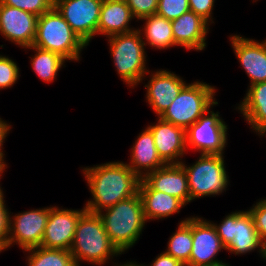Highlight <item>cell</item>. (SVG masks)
I'll return each instance as SVG.
<instances>
[{
  "mask_svg": "<svg viewBox=\"0 0 266 266\" xmlns=\"http://www.w3.org/2000/svg\"><path fill=\"white\" fill-rule=\"evenodd\" d=\"M82 172L92 194L84 205L90 213H99L138 193L141 179L123 161L84 167Z\"/></svg>",
  "mask_w": 266,
  "mask_h": 266,
  "instance_id": "1",
  "label": "cell"
},
{
  "mask_svg": "<svg viewBox=\"0 0 266 266\" xmlns=\"http://www.w3.org/2000/svg\"><path fill=\"white\" fill-rule=\"evenodd\" d=\"M98 215L121 255L136 244L147 223L139 193L101 210Z\"/></svg>",
  "mask_w": 266,
  "mask_h": 266,
  "instance_id": "2",
  "label": "cell"
},
{
  "mask_svg": "<svg viewBox=\"0 0 266 266\" xmlns=\"http://www.w3.org/2000/svg\"><path fill=\"white\" fill-rule=\"evenodd\" d=\"M77 266L83 262L103 266L121 253L112 244L98 213L86 211L79 219L69 250Z\"/></svg>",
  "mask_w": 266,
  "mask_h": 266,
  "instance_id": "3",
  "label": "cell"
},
{
  "mask_svg": "<svg viewBox=\"0 0 266 266\" xmlns=\"http://www.w3.org/2000/svg\"><path fill=\"white\" fill-rule=\"evenodd\" d=\"M33 46L57 53L67 61H79L82 49L87 47L54 6L38 16Z\"/></svg>",
  "mask_w": 266,
  "mask_h": 266,
  "instance_id": "4",
  "label": "cell"
},
{
  "mask_svg": "<svg viewBox=\"0 0 266 266\" xmlns=\"http://www.w3.org/2000/svg\"><path fill=\"white\" fill-rule=\"evenodd\" d=\"M108 38L109 52L120 79L128 87L140 84L149 71L146 67V47L138 28L132 32L115 34Z\"/></svg>",
  "mask_w": 266,
  "mask_h": 266,
  "instance_id": "5",
  "label": "cell"
},
{
  "mask_svg": "<svg viewBox=\"0 0 266 266\" xmlns=\"http://www.w3.org/2000/svg\"><path fill=\"white\" fill-rule=\"evenodd\" d=\"M216 89L203 81L187 83L160 118L187 130L205 112L218 104L214 97Z\"/></svg>",
  "mask_w": 266,
  "mask_h": 266,
  "instance_id": "6",
  "label": "cell"
},
{
  "mask_svg": "<svg viewBox=\"0 0 266 266\" xmlns=\"http://www.w3.org/2000/svg\"><path fill=\"white\" fill-rule=\"evenodd\" d=\"M222 154H200L199 159L192 165L181 161L188 177L190 202L206 196H217L226 192L229 176L226 171Z\"/></svg>",
  "mask_w": 266,
  "mask_h": 266,
  "instance_id": "7",
  "label": "cell"
},
{
  "mask_svg": "<svg viewBox=\"0 0 266 266\" xmlns=\"http://www.w3.org/2000/svg\"><path fill=\"white\" fill-rule=\"evenodd\" d=\"M225 216L219 224L210 221L225 245V250L241 256L257 249L263 258L264 245L249 210H236Z\"/></svg>",
  "mask_w": 266,
  "mask_h": 266,
  "instance_id": "8",
  "label": "cell"
},
{
  "mask_svg": "<svg viewBox=\"0 0 266 266\" xmlns=\"http://www.w3.org/2000/svg\"><path fill=\"white\" fill-rule=\"evenodd\" d=\"M210 108L200 119L186 130L187 150L200 154H222L227 146V127L220 113Z\"/></svg>",
  "mask_w": 266,
  "mask_h": 266,
  "instance_id": "9",
  "label": "cell"
},
{
  "mask_svg": "<svg viewBox=\"0 0 266 266\" xmlns=\"http://www.w3.org/2000/svg\"><path fill=\"white\" fill-rule=\"evenodd\" d=\"M103 0H54V7L88 46L97 35Z\"/></svg>",
  "mask_w": 266,
  "mask_h": 266,
  "instance_id": "10",
  "label": "cell"
},
{
  "mask_svg": "<svg viewBox=\"0 0 266 266\" xmlns=\"http://www.w3.org/2000/svg\"><path fill=\"white\" fill-rule=\"evenodd\" d=\"M48 217V206L10 215L9 248L16 244L25 251L41 246Z\"/></svg>",
  "mask_w": 266,
  "mask_h": 266,
  "instance_id": "11",
  "label": "cell"
},
{
  "mask_svg": "<svg viewBox=\"0 0 266 266\" xmlns=\"http://www.w3.org/2000/svg\"><path fill=\"white\" fill-rule=\"evenodd\" d=\"M87 210L64 209L61 207H49V217L43 233L41 247L48 249L70 250L77 223Z\"/></svg>",
  "mask_w": 266,
  "mask_h": 266,
  "instance_id": "12",
  "label": "cell"
},
{
  "mask_svg": "<svg viewBox=\"0 0 266 266\" xmlns=\"http://www.w3.org/2000/svg\"><path fill=\"white\" fill-rule=\"evenodd\" d=\"M38 16L0 3V34L20 48L33 45Z\"/></svg>",
  "mask_w": 266,
  "mask_h": 266,
  "instance_id": "13",
  "label": "cell"
},
{
  "mask_svg": "<svg viewBox=\"0 0 266 266\" xmlns=\"http://www.w3.org/2000/svg\"><path fill=\"white\" fill-rule=\"evenodd\" d=\"M147 74L150 78L144 85L147 91L145 98L157 117H160L187 83L180 75L165 69L148 71Z\"/></svg>",
  "mask_w": 266,
  "mask_h": 266,
  "instance_id": "14",
  "label": "cell"
},
{
  "mask_svg": "<svg viewBox=\"0 0 266 266\" xmlns=\"http://www.w3.org/2000/svg\"><path fill=\"white\" fill-rule=\"evenodd\" d=\"M203 217H191L192 251L190 266H201L220 261L217 254L225 250V245L216 233V229ZM205 219V220H204Z\"/></svg>",
  "mask_w": 266,
  "mask_h": 266,
  "instance_id": "15",
  "label": "cell"
},
{
  "mask_svg": "<svg viewBox=\"0 0 266 266\" xmlns=\"http://www.w3.org/2000/svg\"><path fill=\"white\" fill-rule=\"evenodd\" d=\"M233 51L250 78V85L266 81V39L262 42L241 35H230Z\"/></svg>",
  "mask_w": 266,
  "mask_h": 266,
  "instance_id": "16",
  "label": "cell"
},
{
  "mask_svg": "<svg viewBox=\"0 0 266 266\" xmlns=\"http://www.w3.org/2000/svg\"><path fill=\"white\" fill-rule=\"evenodd\" d=\"M153 135L155 147L161 160L167 164H180L186 154V130L158 117L157 122L147 126Z\"/></svg>",
  "mask_w": 266,
  "mask_h": 266,
  "instance_id": "17",
  "label": "cell"
},
{
  "mask_svg": "<svg viewBox=\"0 0 266 266\" xmlns=\"http://www.w3.org/2000/svg\"><path fill=\"white\" fill-rule=\"evenodd\" d=\"M143 180L153 190L174 196L185 205L190 203L188 177L181 164H167L148 173Z\"/></svg>",
  "mask_w": 266,
  "mask_h": 266,
  "instance_id": "18",
  "label": "cell"
},
{
  "mask_svg": "<svg viewBox=\"0 0 266 266\" xmlns=\"http://www.w3.org/2000/svg\"><path fill=\"white\" fill-rule=\"evenodd\" d=\"M172 32L177 46L187 50L202 51L206 48V36L210 24L192 11L171 21Z\"/></svg>",
  "mask_w": 266,
  "mask_h": 266,
  "instance_id": "19",
  "label": "cell"
},
{
  "mask_svg": "<svg viewBox=\"0 0 266 266\" xmlns=\"http://www.w3.org/2000/svg\"><path fill=\"white\" fill-rule=\"evenodd\" d=\"M142 130L131 147L130 162H126L140 179L166 165L158 155L151 130L148 127Z\"/></svg>",
  "mask_w": 266,
  "mask_h": 266,
  "instance_id": "20",
  "label": "cell"
},
{
  "mask_svg": "<svg viewBox=\"0 0 266 266\" xmlns=\"http://www.w3.org/2000/svg\"><path fill=\"white\" fill-rule=\"evenodd\" d=\"M133 19L135 18L125 0H103L97 35L109 37L132 32L136 30L129 25Z\"/></svg>",
  "mask_w": 266,
  "mask_h": 266,
  "instance_id": "21",
  "label": "cell"
},
{
  "mask_svg": "<svg viewBox=\"0 0 266 266\" xmlns=\"http://www.w3.org/2000/svg\"><path fill=\"white\" fill-rule=\"evenodd\" d=\"M138 193L142 200L146 221L165 219L179 213L186 206L180 199L167 193L153 190L143 179L140 180Z\"/></svg>",
  "mask_w": 266,
  "mask_h": 266,
  "instance_id": "22",
  "label": "cell"
},
{
  "mask_svg": "<svg viewBox=\"0 0 266 266\" xmlns=\"http://www.w3.org/2000/svg\"><path fill=\"white\" fill-rule=\"evenodd\" d=\"M246 92L236 109L262 138L266 135V81L249 85Z\"/></svg>",
  "mask_w": 266,
  "mask_h": 266,
  "instance_id": "23",
  "label": "cell"
},
{
  "mask_svg": "<svg viewBox=\"0 0 266 266\" xmlns=\"http://www.w3.org/2000/svg\"><path fill=\"white\" fill-rule=\"evenodd\" d=\"M140 20H145L144 28H138L145 46L149 45L158 50H165L177 46L172 32L171 20H167L165 17L157 14L143 17Z\"/></svg>",
  "mask_w": 266,
  "mask_h": 266,
  "instance_id": "24",
  "label": "cell"
},
{
  "mask_svg": "<svg viewBox=\"0 0 266 266\" xmlns=\"http://www.w3.org/2000/svg\"><path fill=\"white\" fill-rule=\"evenodd\" d=\"M26 49H32L34 51V55L29 57L31 60V68L34 73L46 83H51L55 79H57V73L65 66V58L61 55L54 53L52 51H47L40 49L35 46H29Z\"/></svg>",
  "mask_w": 266,
  "mask_h": 266,
  "instance_id": "25",
  "label": "cell"
},
{
  "mask_svg": "<svg viewBox=\"0 0 266 266\" xmlns=\"http://www.w3.org/2000/svg\"><path fill=\"white\" fill-rule=\"evenodd\" d=\"M177 230L171 235L164 251L167 255L179 260L185 266H190L192 251L191 216L178 223Z\"/></svg>",
  "mask_w": 266,
  "mask_h": 266,
  "instance_id": "26",
  "label": "cell"
},
{
  "mask_svg": "<svg viewBox=\"0 0 266 266\" xmlns=\"http://www.w3.org/2000/svg\"><path fill=\"white\" fill-rule=\"evenodd\" d=\"M28 266H77L69 250L48 249L41 246L25 250Z\"/></svg>",
  "mask_w": 266,
  "mask_h": 266,
  "instance_id": "27",
  "label": "cell"
},
{
  "mask_svg": "<svg viewBox=\"0 0 266 266\" xmlns=\"http://www.w3.org/2000/svg\"><path fill=\"white\" fill-rule=\"evenodd\" d=\"M20 68L14 60L0 54V90L11 88L20 76Z\"/></svg>",
  "mask_w": 266,
  "mask_h": 266,
  "instance_id": "28",
  "label": "cell"
},
{
  "mask_svg": "<svg viewBox=\"0 0 266 266\" xmlns=\"http://www.w3.org/2000/svg\"><path fill=\"white\" fill-rule=\"evenodd\" d=\"M1 4L41 16L54 6V0H0Z\"/></svg>",
  "mask_w": 266,
  "mask_h": 266,
  "instance_id": "29",
  "label": "cell"
},
{
  "mask_svg": "<svg viewBox=\"0 0 266 266\" xmlns=\"http://www.w3.org/2000/svg\"><path fill=\"white\" fill-rule=\"evenodd\" d=\"M188 11V0H158L156 14L172 21Z\"/></svg>",
  "mask_w": 266,
  "mask_h": 266,
  "instance_id": "30",
  "label": "cell"
},
{
  "mask_svg": "<svg viewBox=\"0 0 266 266\" xmlns=\"http://www.w3.org/2000/svg\"><path fill=\"white\" fill-rule=\"evenodd\" d=\"M251 213L255 227L257 229V233L263 243L266 244V198L261 199L256 204H253L250 209H248Z\"/></svg>",
  "mask_w": 266,
  "mask_h": 266,
  "instance_id": "31",
  "label": "cell"
},
{
  "mask_svg": "<svg viewBox=\"0 0 266 266\" xmlns=\"http://www.w3.org/2000/svg\"><path fill=\"white\" fill-rule=\"evenodd\" d=\"M128 4L133 17L137 21L143 17L156 14L158 0H125Z\"/></svg>",
  "mask_w": 266,
  "mask_h": 266,
  "instance_id": "32",
  "label": "cell"
},
{
  "mask_svg": "<svg viewBox=\"0 0 266 266\" xmlns=\"http://www.w3.org/2000/svg\"><path fill=\"white\" fill-rule=\"evenodd\" d=\"M10 214L5 200L0 201V251H6L9 248V224Z\"/></svg>",
  "mask_w": 266,
  "mask_h": 266,
  "instance_id": "33",
  "label": "cell"
},
{
  "mask_svg": "<svg viewBox=\"0 0 266 266\" xmlns=\"http://www.w3.org/2000/svg\"><path fill=\"white\" fill-rule=\"evenodd\" d=\"M190 11L201 16L210 25L214 23L213 7L215 0H188Z\"/></svg>",
  "mask_w": 266,
  "mask_h": 266,
  "instance_id": "34",
  "label": "cell"
},
{
  "mask_svg": "<svg viewBox=\"0 0 266 266\" xmlns=\"http://www.w3.org/2000/svg\"><path fill=\"white\" fill-rule=\"evenodd\" d=\"M12 125L9 123H7V121L2 120V118L0 117V170H6L7 164L4 161L5 160V154L3 151V145L5 143V139L8 136V134L10 133L9 131L11 130Z\"/></svg>",
  "mask_w": 266,
  "mask_h": 266,
  "instance_id": "35",
  "label": "cell"
},
{
  "mask_svg": "<svg viewBox=\"0 0 266 266\" xmlns=\"http://www.w3.org/2000/svg\"><path fill=\"white\" fill-rule=\"evenodd\" d=\"M148 266V265H145ZM149 266H185L179 260L167 255L165 252H161L156 256V258L151 262Z\"/></svg>",
  "mask_w": 266,
  "mask_h": 266,
  "instance_id": "36",
  "label": "cell"
},
{
  "mask_svg": "<svg viewBox=\"0 0 266 266\" xmlns=\"http://www.w3.org/2000/svg\"><path fill=\"white\" fill-rule=\"evenodd\" d=\"M114 266H145L144 264H138L136 261H129V262H125L123 264H118V263H114Z\"/></svg>",
  "mask_w": 266,
  "mask_h": 266,
  "instance_id": "37",
  "label": "cell"
},
{
  "mask_svg": "<svg viewBox=\"0 0 266 266\" xmlns=\"http://www.w3.org/2000/svg\"><path fill=\"white\" fill-rule=\"evenodd\" d=\"M201 266H230V264L223 262L222 260L214 262V263H209L206 265H201Z\"/></svg>",
  "mask_w": 266,
  "mask_h": 266,
  "instance_id": "38",
  "label": "cell"
},
{
  "mask_svg": "<svg viewBox=\"0 0 266 266\" xmlns=\"http://www.w3.org/2000/svg\"><path fill=\"white\" fill-rule=\"evenodd\" d=\"M4 171L5 170H0V180L2 178V175H3ZM4 198H5L4 197V192H3V189H2L1 184H0V201H2Z\"/></svg>",
  "mask_w": 266,
  "mask_h": 266,
  "instance_id": "39",
  "label": "cell"
},
{
  "mask_svg": "<svg viewBox=\"0 0 266 266\" xmlns=\"http://www.w3.org/2000/svg\"><path fill=\"white\" fill-rule=\"evenodd\" d=\"M263 259L266 260V244L264 245V254H263Z\"/></svg>",
  "mask_w": 266,
  "mask_h": 266,
  "instance_id": "40",
  "label": "cell"
}]
</instances>
